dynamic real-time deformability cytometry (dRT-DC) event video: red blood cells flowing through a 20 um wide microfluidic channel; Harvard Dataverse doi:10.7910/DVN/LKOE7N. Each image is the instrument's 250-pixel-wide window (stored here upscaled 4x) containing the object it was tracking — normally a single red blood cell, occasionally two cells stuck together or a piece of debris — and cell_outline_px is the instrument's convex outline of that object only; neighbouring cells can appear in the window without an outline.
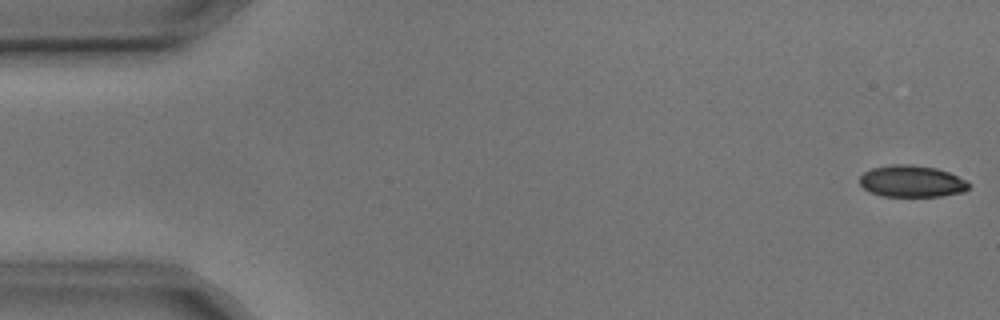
{"species": "common noctule bat (a hibernating species)", "species_latin": "Nyctalus noctula", "temperature_condition": "cold", "stored_images_in_passage": 6, "camera_frame_rate_fps": 3000, "um_per_image_px": 0.085, "animal": {"sex": "male", "body_mass_g": 17.9, "forearm_length_mm": 54.2}, "frame": {"image": 1, "passage_image": 1, "time_ms": 0.0, "image_size_px": [1000, 320], "cell_outline_px": [[968, 188], [964, 192], [940, 196], [884, 196], [872, 192], [864, 188], [860, 184], [860, 176], [864, 172], [872, 168], [892, 164], [912, 164], [936, 168], [948, 172], [964, 180], [968, 184]], "centroid_in_image_um": [77.47, 15.4], "position_along_channel_um": 7.5, "area_um2": 19.94}}
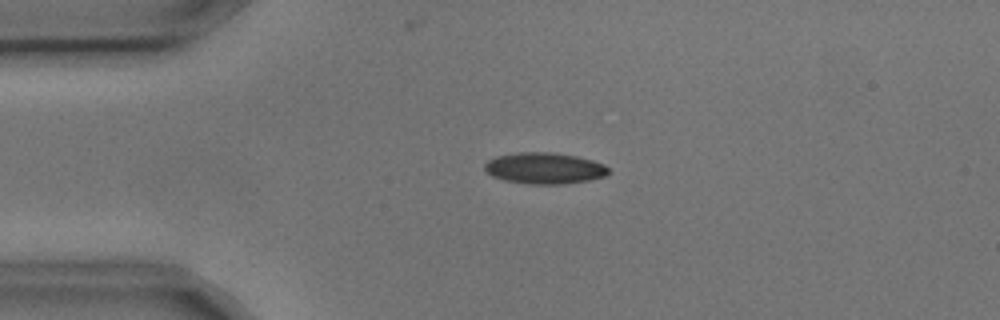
{"frame": {"image": 2, "passage_image": 4, "time_ms": 1.0, "image_size_px": [1000, 320], "cell_outline_px": [[608, 172], [604, 176], [588, 180], [560, 184], [528, 184], [504, 180], [492, 176], [484, 168], [484, 164], [488, 160], [496, 156], [516, 152], [552, 152], [576, 156], [592, 160], [604, 164], [608, 168]], "centroid_in_image_um": [46.24, 14.29], "position_along_channel_um": 38.8, "area_um2": 22.48}}